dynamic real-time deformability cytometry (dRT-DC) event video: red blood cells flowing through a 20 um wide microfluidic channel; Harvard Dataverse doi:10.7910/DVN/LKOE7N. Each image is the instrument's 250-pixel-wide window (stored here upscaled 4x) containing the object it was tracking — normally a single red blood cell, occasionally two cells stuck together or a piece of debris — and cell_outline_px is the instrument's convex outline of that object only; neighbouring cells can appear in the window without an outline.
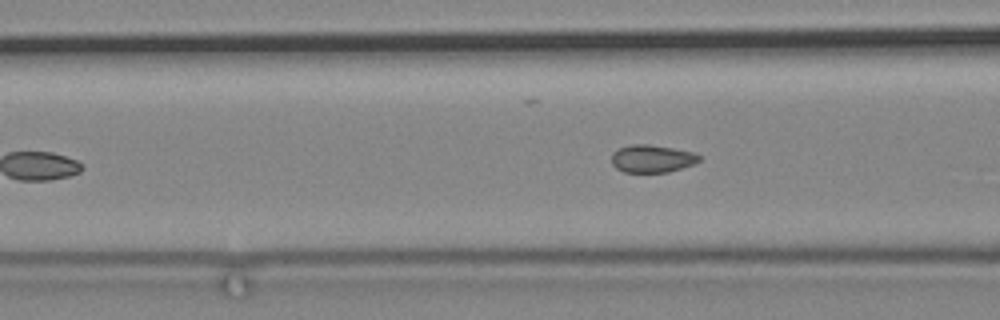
{"species": "common noctule bat (a hibernating species)", "species_latin": "Nyctalus noctula", "temperature_condition": "cold", "stored_images_in_passage": 20, "camera_frame_rate_fps": 3000, "um_per_image_px": 0.085, "animal": {"sex": "male", "body_mass_g": 19.2, "forearm_length_mm": 51.8}, "frame": {"image": 1, "passage_image": 10, "time_ms": 3.0, "image_size_px": [1000, 320], "cell_outline_px": [[700, 160], [692, 164], [668, 172], [624, 172], [616, 168], [612, 164], [612, 152], [620, 148], [632, 144], [648, 144], [672, 148], [692, 152], [700, 156]], "centroid_in_image_um": [55.39, 13.48], "position_along_channel_um": 111.2, "area_um2": 13.93}}
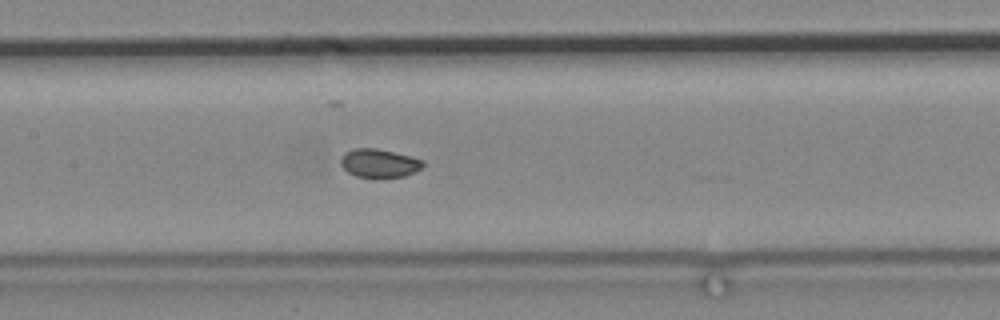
{"frame": {"image": 2, "passage_image": 16, "time_ms": 5.0, "image_size_px": [1000, 320], "cell_outline_px": [[424, 164], [416, 172], [404, 176], [356, 176], [348, 172], [340, 164], [340, 156], [344, 152], [356, 148], [376, 148], [424, 160]], "centroid_in_image_um": [32.2, 13.85], "position_along_channel_um": 175.2, "area_um2": 13.35}}
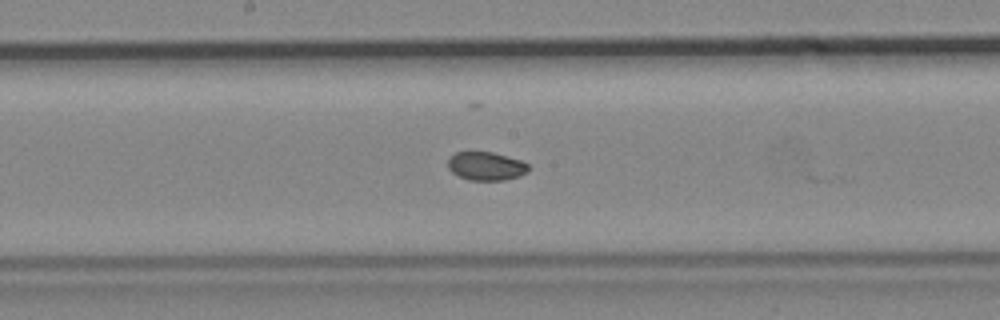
{"frame": {"image": 3, "passage_image": 19, "time_ms": 6.0, "image_size_px": [1000, 320], "cell_outline_px": [[528, 172], [520, 176], [504, 180], [468, 180], [452, 172], [448, 168], [448, 160], [456, 152], [492, 152], [520, 160], [528, 164]], "centroid_in_image_um": [41.32, 14.13], "position_along_channel_um": 206.9, "area_um2": 13.24}}